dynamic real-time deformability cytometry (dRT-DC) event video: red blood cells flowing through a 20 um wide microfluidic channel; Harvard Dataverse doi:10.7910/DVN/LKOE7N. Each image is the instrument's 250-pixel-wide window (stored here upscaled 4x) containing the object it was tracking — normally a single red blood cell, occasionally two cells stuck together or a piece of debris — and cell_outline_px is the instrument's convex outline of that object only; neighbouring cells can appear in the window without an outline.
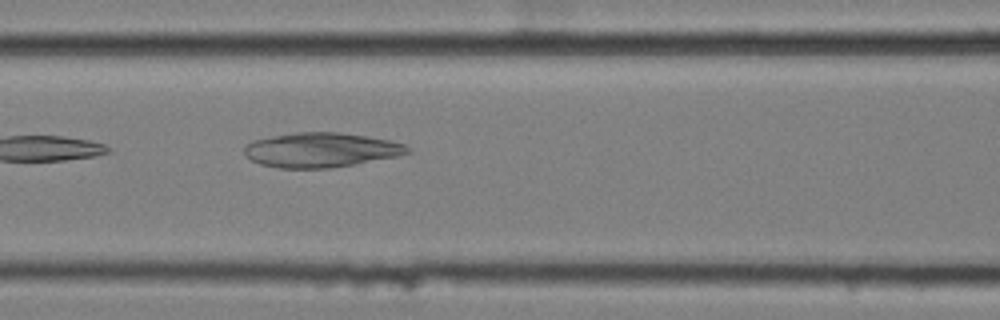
{"species": "common noctule bat (a hibernating species)", "species_latin": "Nyctalus noctula", "temperature_condition": "cold", "stored_images_in_passage": 7, "camera_frame_rate_fps": 3000, "um_per_image_px": 0.085, "animal": {"sex": "female", "body_mass_g": 25.1}, "frame": {"image": 1, "passage_image": 7, "time_ms": 2.0, "image_size_px": [1000, 320], "cell_outline_px": [[412, 152], [396, 156], [352, 164], [328, 168], [280, 168], [260, 164], [244, 156], [244, 148], [252, 140], [296, 132], [336, 132], [368, 136], [388, 140], [404, 144], [412, 148]], "centroid_in_image_um": [27.27, 12.74], "position_along_channel_um": 139.3, "area_um2": 32.71}}